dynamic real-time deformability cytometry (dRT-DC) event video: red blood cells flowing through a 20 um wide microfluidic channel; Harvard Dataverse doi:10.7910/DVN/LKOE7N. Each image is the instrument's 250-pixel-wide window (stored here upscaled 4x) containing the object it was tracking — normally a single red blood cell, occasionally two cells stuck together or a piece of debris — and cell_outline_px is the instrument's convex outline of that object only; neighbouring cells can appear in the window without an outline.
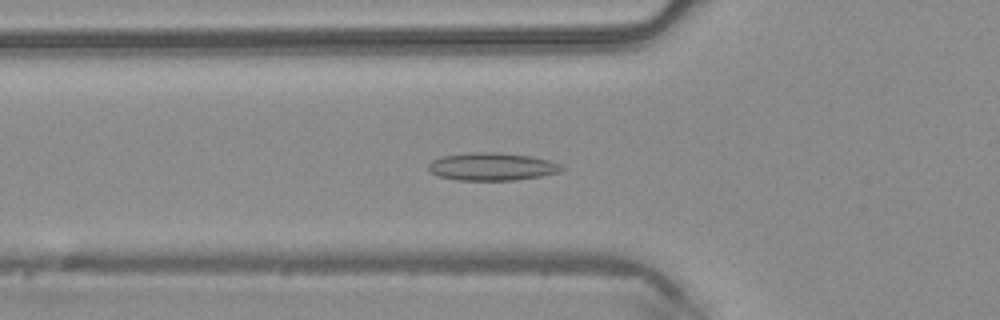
{"species": "common noctule bat (a hibernating species)", "species_latin": "Nyctalus noctula", "temperature_condition": "warm", "stored_images_in_passage": 47, "camera_frame_rate_fps": 3000, "um_per_image_px": 0.085, "animal": {"sex": "male", "body_mass_g": 20.4}, "frame": {"image": 1, "passage_image": 16, "time_ms": 5.0, "image_size_px": [1000, 320], "cell_outline_px": [[564, 168], [560, 172], [540, 176], [516, 180], [456, 180], [436, 176], [428, 172], [428, 164], [432, 160], [440, 156], [472, 152], [492, 152], [532, 156], [548, 160], [560, 164]], "centroid_in_image_um": [41.76, 14.16], "position_along_channel_um": 84.0, "area_um2": 21.73}}
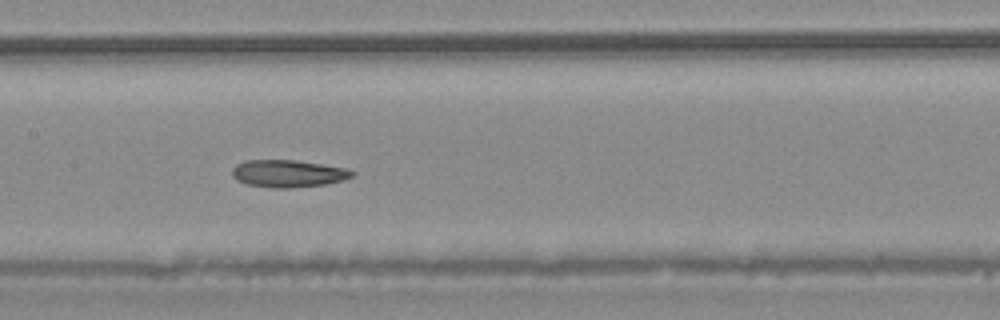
{"frame": {"image": 2, "passage_image": 23, "time_ms": 7.333, "image_size_px": [1000, 320], "cell_outline_px": [[356, 172], [352, 176], [344, 180], [324, 184], [288, 188], [272, 188], [248, 184], [236, 180], [232, 176], [232, 168], [236, 164], [248, 160], [296, 160], [344, 168]], "centroid_in_image_um": [24.46, 14.75], "position_along_channel_um": 182.9, "area_um2": 18.96}}
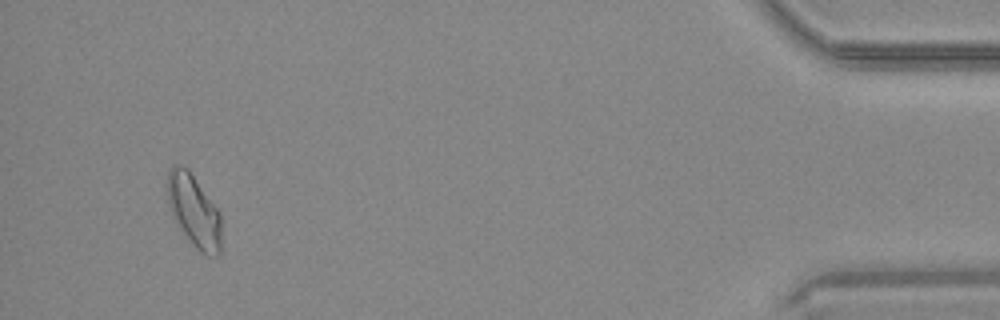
{"frame": {"image": 3, "passage_image": 45, "time_ms": 14.667, "image_size_px": [1000, 320], "cell_outline_px": [[220, 256], [208, 256], [200, 252], [192, 244], [180, 228], [172, 216], [168, 200], [168, 172], [172, 164], [180, 164], [188, 168], [220, 212]], "centroid_in_image_um": [16.49, 17.91], "position_along_channel_um": 418.7, "area_um2": 22.66}, "authors_computed_cell_mechanics": {"area_um2": 19.8832, "velocity_mm_per_s": 4.1992, "shape_relaxation_time_tau1_ms": null, "shape_relaxation_time_tau2_ms": 6.7012, "deformation_change_tau1": null, "deformation_change_tau2": 0.1427}}